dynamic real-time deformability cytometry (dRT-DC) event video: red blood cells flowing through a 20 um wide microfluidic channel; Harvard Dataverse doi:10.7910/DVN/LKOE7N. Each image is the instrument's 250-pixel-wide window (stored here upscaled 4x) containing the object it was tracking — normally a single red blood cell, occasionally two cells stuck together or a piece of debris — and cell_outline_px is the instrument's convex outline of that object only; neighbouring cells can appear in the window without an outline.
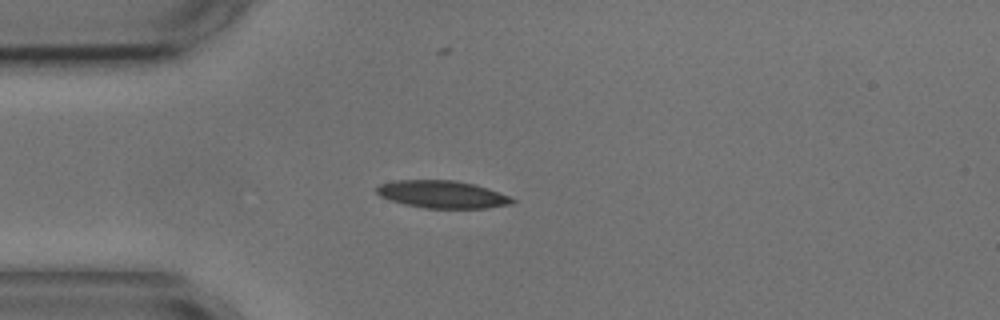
{"species": "common noctule bat (a hibernating species)", "species_latin": "Nyctalus noctula", "temperature_condition": "cold", "stored_images_in_passage": 4, "camera_frame_rate_fps": 3000, "um_per_image_px": 0.085, "animal": {"sex": "male", "body_mass_g": 17.9, "forearm_length_mm": 54.2}, "frame": {"image": 1, "passage_image": 3, "time_ms": 3.333, "image_size_px": [1000, 320], "cell_outline_px": [[516, 200], [512, 204], [488, 208], [424, 208], [404, 204], [388, 200], [380, 196], [376, 192], [376, 188], [380, 184], [396, 180], [452, 180], [472, 184], [508, 196]], "centroid_in_image_um": [37.53, 16.53], "position_along_channel_um": 47.5, "area_um2": 21.5}}